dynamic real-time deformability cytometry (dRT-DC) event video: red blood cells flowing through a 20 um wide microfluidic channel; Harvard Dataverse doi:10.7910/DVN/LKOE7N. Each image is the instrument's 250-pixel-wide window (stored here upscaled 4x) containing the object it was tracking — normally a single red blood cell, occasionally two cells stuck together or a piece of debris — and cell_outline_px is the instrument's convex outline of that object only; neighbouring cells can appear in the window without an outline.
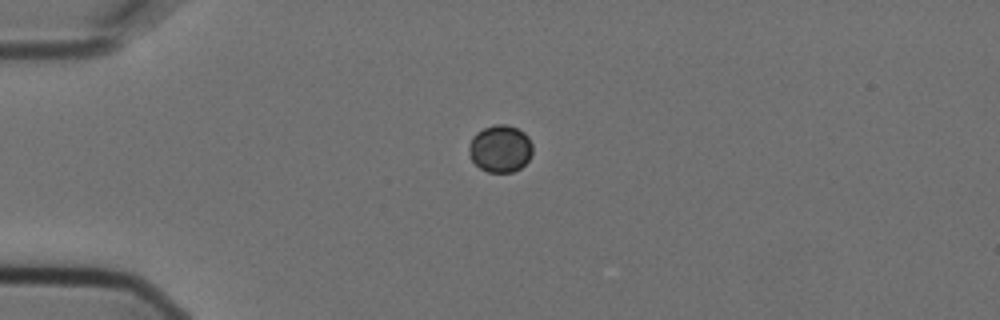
{"species": "Egyptian fruit bat (a non-hibernating species)", "species_latin": "Rousettus aegyptiacus", "temperature_condition": "cold", "stored_images_in_passage": 3, "camera_frame_rate_fps": 3000, "um_per_image_px": 0.085, "animal": {"sex": "female"}, "frame": {"image": 1, "passage_image": 1, "time_ms": 0.0, "image_size_px": [1000, 320], "cell_outline_px": [[532, 152], [528, 160], [520, 168], [512, 172], [488, 172], [480, 168], [472, 160], [468, 148], [468, 144], [472, 136], [476, 132], [484, 128], [496, 124], [504, 124], [516, 128], [524, 132], [528, 136], [532, 144]], "centroid_in_image_um": [42.51, 12.63], "position_along_channel_um": 42.5, "area_um2": 17.51}}
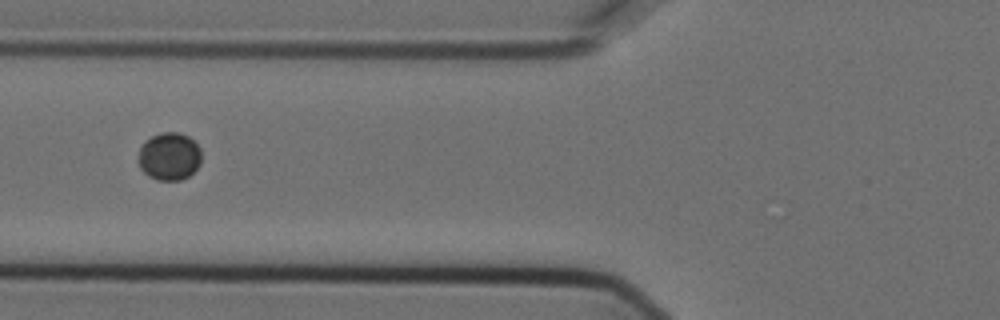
{"frame": {"image": 2, "passage_image": 3, "time_ms": 0.667, "image_size_px": [1000, 320], "cell_outline_px": [[200, 164], [188, 176], [180, 180], [156, 180], [148, 176], [140, 168], [140, 148], [144, 140], [160, 132], [180, 132], [188, 136], [200, 148]], "centroid_in_image_um": [14.39, 13.28], "position_along_channel_um": 111.4, "area_um2": 17.46}}